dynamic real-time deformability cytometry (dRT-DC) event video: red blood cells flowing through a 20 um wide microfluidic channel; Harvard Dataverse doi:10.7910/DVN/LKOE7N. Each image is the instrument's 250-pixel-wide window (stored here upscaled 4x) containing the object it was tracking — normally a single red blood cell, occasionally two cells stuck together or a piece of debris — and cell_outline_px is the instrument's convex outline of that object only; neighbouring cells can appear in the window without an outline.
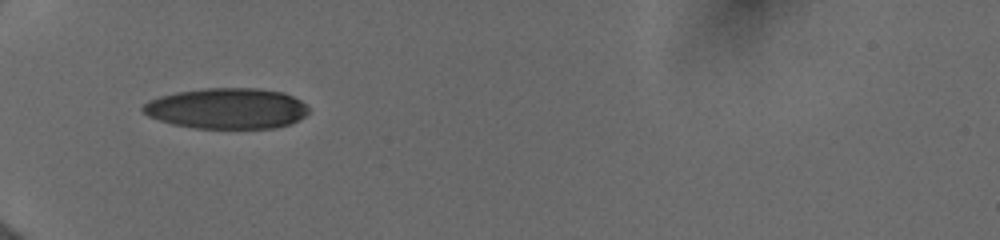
{"species": "human", "species_latin": "Homo sapiens", "temperature_condition": "cold", "stored_images_in_passage": 2, "camera_frame_rate_fps": 3000, "um_per_image_px": 0.085, "donor": {"sex": "female"}, "frame": {"image": 1, "passage_image": 1, "time_ms": 0.0, "image_size_px": [1000, 240], "cell_outline_px": [[308, 112], [300, 120], [288, 124], [272, 128], [196, 128], [172, 124], [148, 116], [140, 108], [144, 104], [160, 96], [176, 92], [208, 88], [260, 88], [284, 92], [300, 100], [308, 108]], "centroid_in_image_um": [19.3, 9.21], "position_along_channel_um": 65.7, "area_um2": 39.19}}